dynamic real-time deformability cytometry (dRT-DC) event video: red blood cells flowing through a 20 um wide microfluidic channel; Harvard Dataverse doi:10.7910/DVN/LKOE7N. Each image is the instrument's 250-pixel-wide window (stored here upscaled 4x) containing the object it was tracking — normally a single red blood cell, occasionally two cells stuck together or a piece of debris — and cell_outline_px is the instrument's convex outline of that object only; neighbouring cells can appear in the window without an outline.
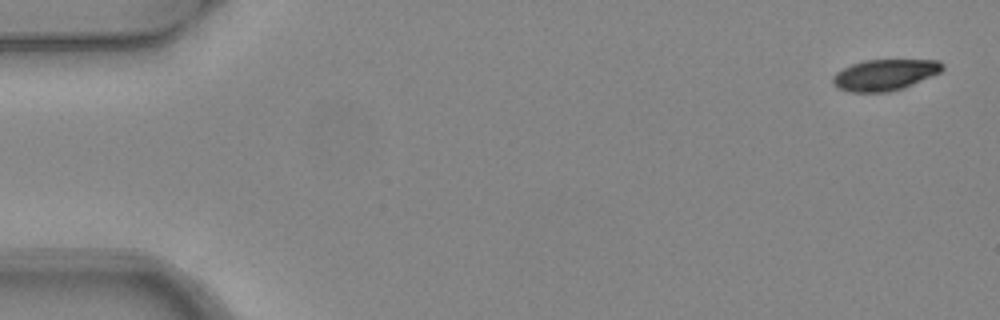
{"species": "common noctule bat (a hibernating species)", "species_latin": "Nyctalus noctula", "temperature_condition": "warm", "stored_images_in_passage": 5, "camera_frame_rate_fps": 3000, "um_per_image_px": 0.085, "animal": {"sex": "female", "body_mass_g": 24.6, "forearm_length_mm": 56.2}, "frame": {"image": 1, "passage_image": 1, "time_ms": 0.0, "image_size_px": [1000, 320], "cell_outline_px": [[944, 68], [940, 72], [904, 88], [888, 92], [848, 92], [836, 88], [832, 84], [832, 76], [836, 72], [852, 64], [864, 60], [940, 60], [944, 64]], "centroid_in_image_um": [75.18, 6.37], "position_along_channel_um": 9.8, "area_um2": 20.0}}
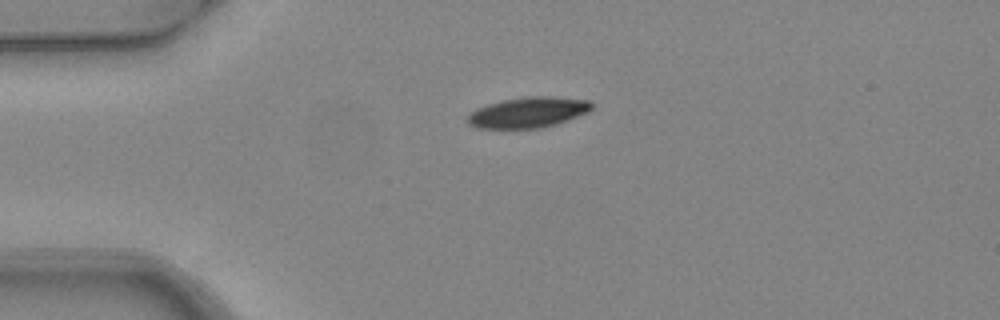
{"frame": {"image": 2, "passage_image": 4, "time_ms": 1.0, "image_size_px": [1000, 320], "cell_outline_px": [[592, 108], [588, 112], [556, 124], [540, 128], [476, 128], [468, 124], [464, 120], [476, 108], [488, 104], [504, 100], [528, 96], [552, 96], [588, 100], [592, 104]], "centroid_in_image_um": [44.86, 9.55], "position_along_channel_um": 40.1, "area_um2": 22.08}}